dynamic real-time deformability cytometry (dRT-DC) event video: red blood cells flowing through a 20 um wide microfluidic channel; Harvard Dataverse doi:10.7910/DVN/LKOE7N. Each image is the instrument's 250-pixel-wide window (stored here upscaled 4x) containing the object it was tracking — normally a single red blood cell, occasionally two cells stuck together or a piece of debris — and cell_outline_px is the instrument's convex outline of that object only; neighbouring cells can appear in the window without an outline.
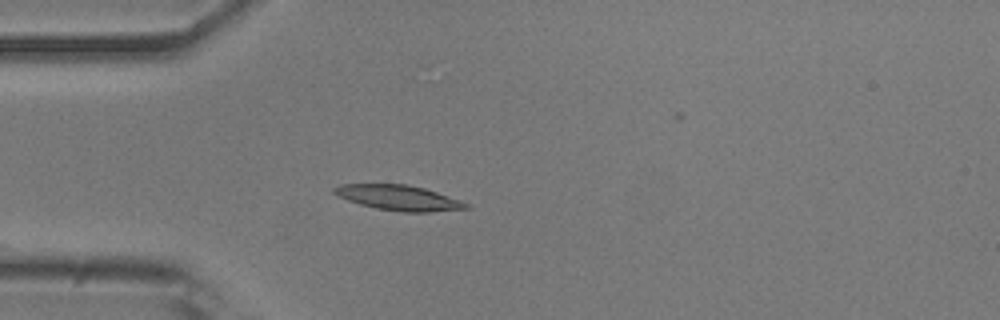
{"species": "common noctule bat (a hibernating species)", "species_latin": "Nyctalus noctula", "temperature_condition": "room temperature", "stored_images_in_passage": 39, "camera_frame_rate_fps": 3000, "um_per_image_px": 0.085, "animal": {"sex": "male", "body_mass_g": 20.5, "forearm_length_mm": 52.5}, "frame": {"image": 1, "passage_image": 1, "time_ms": 0.0, "image_size_px": [1000, 320], "cell_outline_px": [[472, 208], [428, 212], [404, 212], [376, 208], [360, 204], [348, 200], [332, 192], [332, 188], [340, 184], [408, 184], [424, 188], [460, 200], [468, 204]], "centroid_in_image_um": [33.89, 16.8], "position_along_channel_um": 51.1, "area_um2": 19.25}}
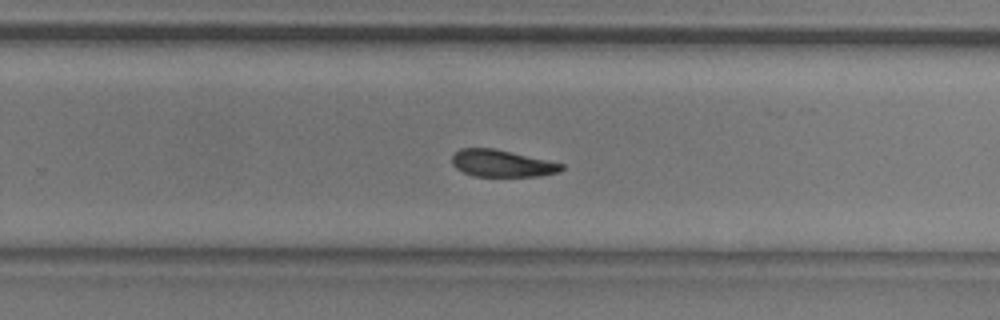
{"frame": {"image": 2, "passage_image": 20, "time_ms": 6.333, "image_size_px": [1000, 320], "cell_outline_px": [[564, 168], [560, 172], [540, 176], [476, 176], [464, 172], [456, 168], [452, 164], [452, 156], [460, 148], [492, 148], [548, 160], [564, 164]], "centroid_in_image_um": [42.68, 13.89], "position_along_channel_um": 287.1, "area_um2": 17.11}}
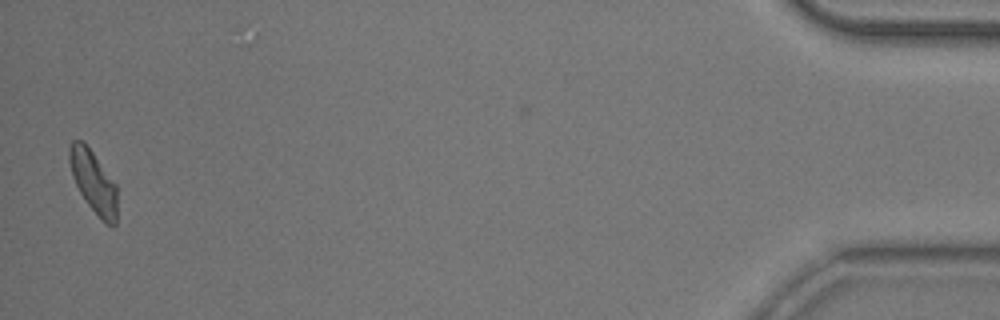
{"frame": {"image": 3, "passage_image": 38, "time_ms": 12.333, "image_size_px": [1000, 320], "cell_outline_px": [[116, 224], [112, 228], [104, 224], [100, 220], [84, 200], [72, 176], [68, 160], [68, 148], [72, 140], [84, 140], [116, 184]], "centroid_in_image_um": [7.93, 15.46], "position_along_channel_um": 427.3, "area_um2": 17.69}}